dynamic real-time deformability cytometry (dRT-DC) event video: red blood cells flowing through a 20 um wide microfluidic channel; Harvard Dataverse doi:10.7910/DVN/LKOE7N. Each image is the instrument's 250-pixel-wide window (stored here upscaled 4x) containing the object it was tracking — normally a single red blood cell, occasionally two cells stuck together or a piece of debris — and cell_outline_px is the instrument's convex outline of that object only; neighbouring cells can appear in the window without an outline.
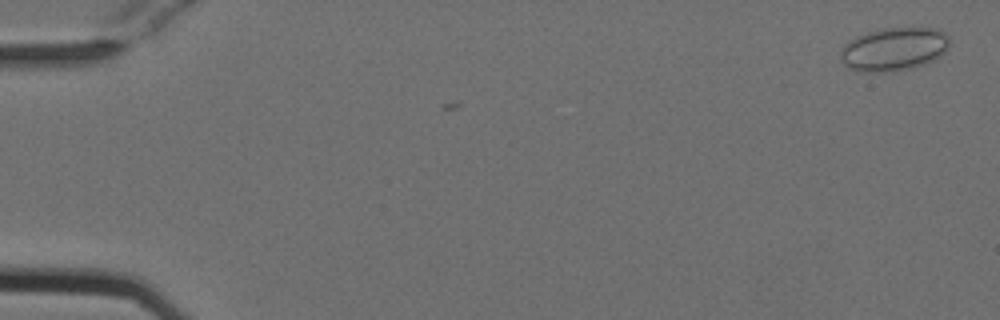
{"species": "Egyptian fruit bat (a non-hibernating species)", "species_latin": "Rousettus aegyptiacus", "temperature_condition": "cold", "stored_images_in_passage": 4, "camera_frame_rate_fps": 3000, "um_per_image_px": 0.085, "animal": {"sex": "female"}, "frame": {"image": 1, "passage_image": 1, "time_ms": 0.0, "image_size_px": [1000, 320], "cell_outline_px": [[948, 48], [940, 56], [924, 64], [912, 68], [884, 72], [860, 72], [848, 68], [840, 60], [840, 48], [848, 40], [856, 36], [868, 32], [884, 28], [940, 28], [948, 36]], "centroid_in_image_um": [75.94, 4.18], "position_along_channel_um": 9.1, "area_um2": 27.74}}